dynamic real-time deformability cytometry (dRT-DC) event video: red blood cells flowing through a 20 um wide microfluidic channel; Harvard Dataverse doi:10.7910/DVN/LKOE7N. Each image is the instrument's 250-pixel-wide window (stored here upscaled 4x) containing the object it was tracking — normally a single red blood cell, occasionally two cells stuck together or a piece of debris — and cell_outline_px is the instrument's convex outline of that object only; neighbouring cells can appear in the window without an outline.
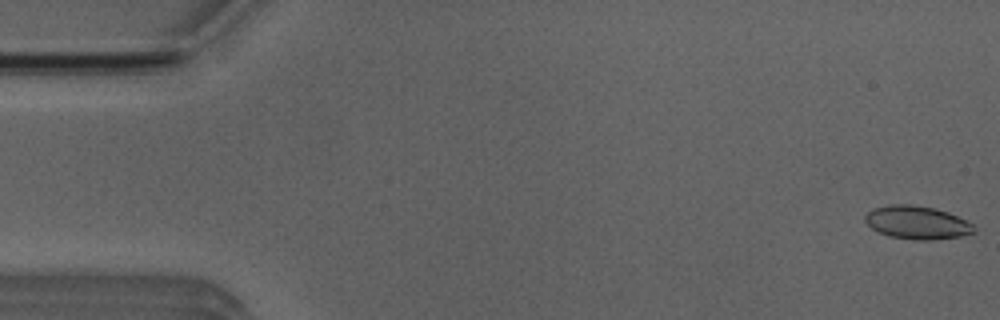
{"species": "Egyptian fruit bat (a non-hibernating species)", "species_latin": "Rousettus aegyptiacus", "temperature_condition": "room temperature", "stored_images_in_passage": 4, "camera_frame_rate_fps": 3000, "um_per_image_px": 0.085, "animal": {"sex": "male"}, "frame": {"image": 1, "passage_image": 1, "time_ms": 0.0, "image_size_px": [1000, 320], "cell_outline_px": [[976, 232], [960, 236], [932, 240], [916, 240], [888, 236], [872, 228], [864, 220], [864, 216], [872, 208], [888, 204], [912, 204], [936, 208], [948, 212], [968, 220], [976, 228]], "centroid_in_image_um": [77.96, 18.9], "position_along_channel_um": 7.0, "area_um2": 21.33}}